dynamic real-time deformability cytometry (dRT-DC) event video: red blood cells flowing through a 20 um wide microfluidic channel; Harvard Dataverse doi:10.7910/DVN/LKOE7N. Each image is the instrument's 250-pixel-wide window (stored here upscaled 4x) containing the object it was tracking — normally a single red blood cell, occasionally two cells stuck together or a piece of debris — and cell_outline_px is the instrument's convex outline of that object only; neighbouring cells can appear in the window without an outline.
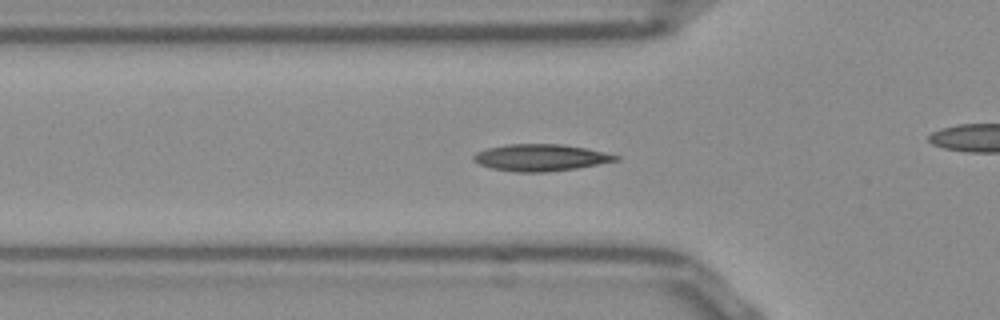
{"species": "Egyptian fruit bat (a non-hibernating species)", "species_latin": "Rousettus aegyptiacus", "temperature_condition": "room temperature", "stored_images_in_passage": 45, "camera_frame_rate_fps": 3000, "um_per_image_px": 0.085, "frame": {"image": 1, "passage_image": 9, "time_ms": 2.667, "image_size_px": [1000, 320], "cell_outline_px": [[620, 160], [576, 168], [544, 172], [516, 172], [492, 168], [480, 164], [472, 160], [472, 156], [476, 152], [488, 148], [508, 144], [564, 144], [584, 148], [620, 156]], "centroid_in_image_um": [45.93, 13.39], "position_along_channel_um": 79.9, "area_um2": 22.02}}
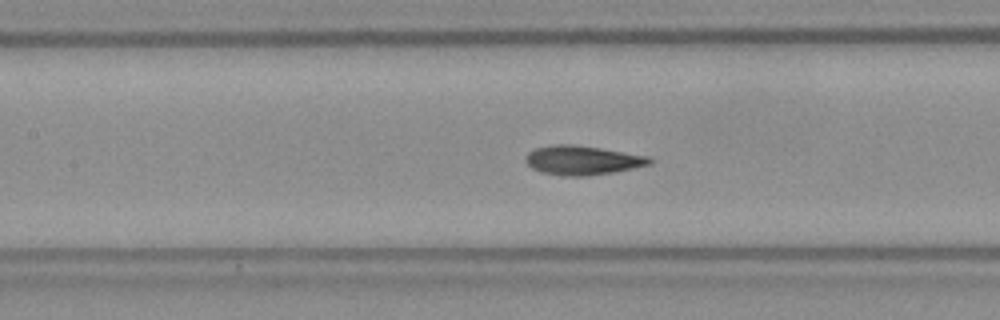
{"frame": {"image": 2, "passage_image": 15, "time_ms": 4.667, "image_size_px": [1000, 320], "cell_outline_px": [[652, 164], [612, 172], [588, 176], [564, 176], [540, 172], [532, 168], [524, 160], [524, 156], [528, 152], [536, 148], [556, 144], [572, 144], [600, 148], [648, 156], [652, 160]], "centroid_in_image_um": [49.46, 13.62], "position_along_channel_um": 157.9, "area_um2": 21.04}}
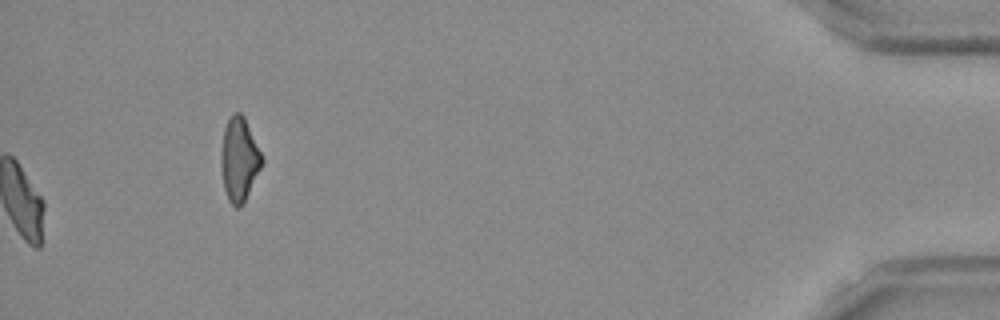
{"frame": {"image": 3, "passage_image": 45, "time_ms": 14.667, "image_size_px": [1000, 320], "cell_outline_px": [[264, 164], [244, 204], [236, 208], [228, 200], [224, 188], [220, 164], [220, 156], [224, 128], [232, 112], [240, 112], [244, 116], [264, 160]], "centroid_in_image_um": [20.34, 13.57], "position_along_channel_um": 414.9, "area_um2": 20.23}, "authors_computed_cell_mechanics": {"area_um2": 20.23, "velocity_mm_per_s": 3.8469, "shape_relaxation_time_tau1_ms": null, "shape_relaxation_time_tau2_ms": 1.8229, "deformation_change_tau1": null, "deformation_change_tau2": 0.0781}}